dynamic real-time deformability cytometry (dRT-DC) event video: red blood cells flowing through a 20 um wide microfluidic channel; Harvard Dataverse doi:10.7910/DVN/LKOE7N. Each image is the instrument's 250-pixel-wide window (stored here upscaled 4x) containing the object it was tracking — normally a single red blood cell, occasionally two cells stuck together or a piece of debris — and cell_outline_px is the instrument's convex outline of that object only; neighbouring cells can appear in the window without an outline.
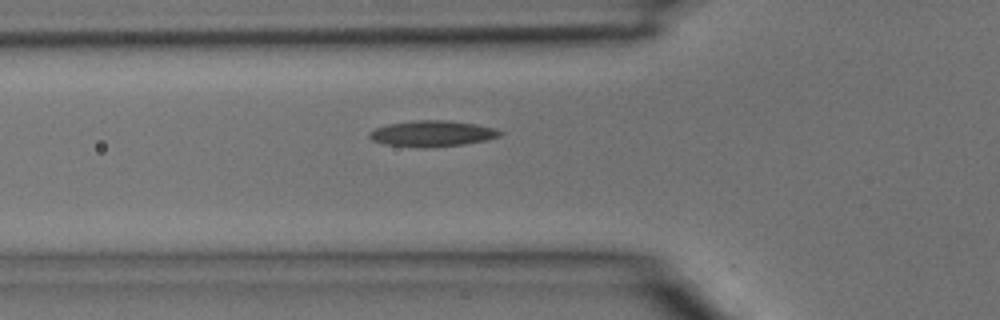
{"species": "common noctule bat (a hibernating species)", "species_latin": "Nyctalus noctula", "temperature_condition": "room temperature", "stored_images_in_passage": 5, "camera_frame_rate_fps": 3000, "um_per_image_px": 0.085, "animal": {"sex": "male", "body_mass_g": 15.6}, "frame": {"image": 1, "passage_image": 5, "time_ms": 1.333, "image_size_px": [1000, 320], "cell_outline_px": [[504, 132], [500, 136], [488, 140], [464, 144], [428, 148], [424, 148], [384, 144], [372, 140], [368, 136], [368, 132], [376, 128], [388, 124], [416, 120], [448, 120], [476, 124], [496, 128]], "centroid_in_image_um": [36.76, 11.35], "position_along_channel_um": 89.0, "area_um2": 19.94}}